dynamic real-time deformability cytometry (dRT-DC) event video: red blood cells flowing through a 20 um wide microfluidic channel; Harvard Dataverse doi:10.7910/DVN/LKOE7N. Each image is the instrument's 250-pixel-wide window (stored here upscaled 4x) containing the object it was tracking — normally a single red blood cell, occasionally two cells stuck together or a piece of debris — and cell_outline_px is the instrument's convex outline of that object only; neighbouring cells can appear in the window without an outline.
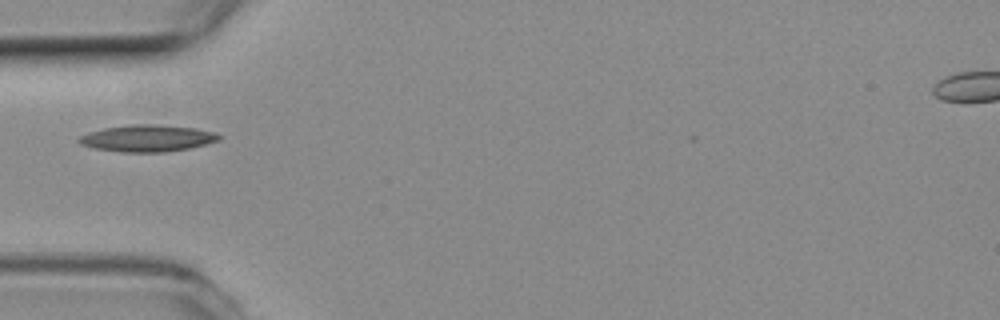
{"species": "common noctule bat (a hibernating species)", "species_latin": "Nyctalus noctula", "temperature_condition": "room temperature", "stored_images_in_passage": 37, "camera_frame_rate_fps": 3000, "um_per_image_px": 0.085, "animal": {"sex": "female", "body_mass_g": 19.3, "forearm_length_mm": 54.1}, "frame": {"image": 1, "passage_image": 1, "time_ms": 0.0, "image_size_px": [1000, 320], "cell_outline_px": [[220, 140], [188, 148], [164, 152], [120, 152], [92, 148], [80, 144], [76, 140], [80, 136], [88, 132], [104, 128], [128, 124], [152, 124], [196, 128], [212, 132], [220, 136]], "centroid_in_image_um": [12.45, 11.75], "position_along_channel_um": 72.5, "area_um2": 21.79}}
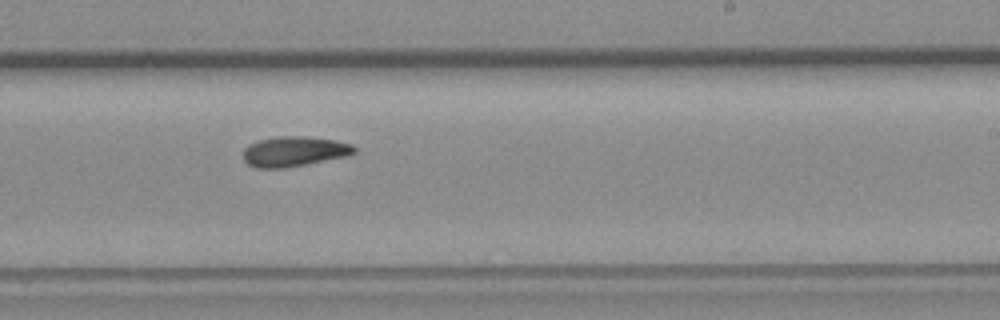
{"frame": {"image": 2, "passage_image": 16, "time_ms": 5.0, "image_size_px": [1000, 320], "cell_outline_px": [[356, 152], [348, 156], [284, 168], [256, 168], [248, 164], [244, 160], [244, 148], [248, 144], [256, 140], [280, 136], [304, 136], [336, 140], [352, 144], [356, 148]], "centroid_in_image_um": [25.0, 12.86], "position_along_channel_um": 264.0, "area_um2": 19.59}}
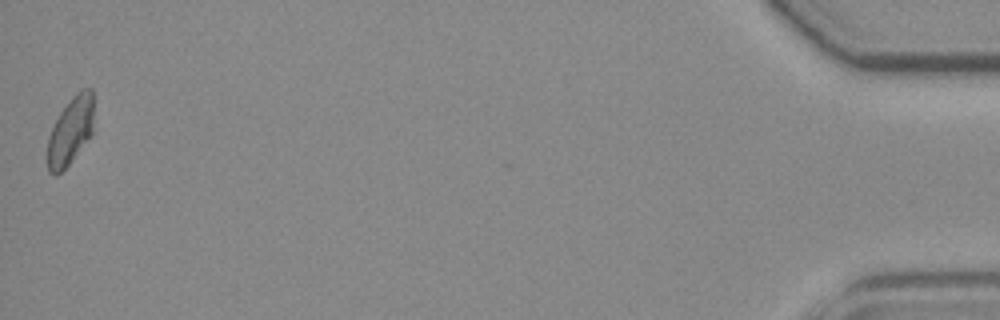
{"frame": {"image": 3, "passage_image": 37, "time_ms": 12.0, "image_size_px": [1000, 320], "cell_outline_px": [[92, 132], [68, 164], [56, 176], [48, 172], [44, 156], [48, 136], [60, 112], [72, 96], [76, 92], [84, 88], [92, 88]], "centroid_in_image_um": [5.91, 11.16], "position_along_channel_um": 429.3, "area_um2": 18.21}}